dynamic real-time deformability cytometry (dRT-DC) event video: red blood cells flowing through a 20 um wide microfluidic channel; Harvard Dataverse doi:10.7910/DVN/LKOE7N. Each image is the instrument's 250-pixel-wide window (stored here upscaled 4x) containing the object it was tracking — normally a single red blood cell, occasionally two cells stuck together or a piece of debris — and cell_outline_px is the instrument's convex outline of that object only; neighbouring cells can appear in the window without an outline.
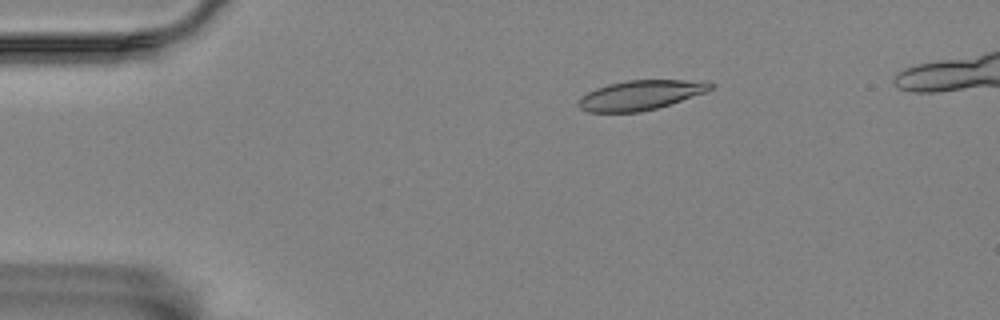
{"species": "Egyptian fruit bat (a non-hibernating species)", "species_latin": "Rousettus aegyptiacus", "temperature_condition": "room temperature", "stored_images_in_passage": 5, "camera_frame_rate_fps": 3000, "um_per_image_px": 0.085, "animal": {"sex": "female"}, "frame": {"image": 1, "passage_image": 2, "time_ms": 1.333, "image_size_px": [1000, 320], "cell_outline_px": [[716, 84], [712, 88], [704, 92], [656, 108], [640, 112], [588, 112], [580, 108], [576, 104], [576, 100], [580, 96], [596, 88], [608, 84], [628, 80], [708, 80]], "centroid_in_image_um": [54.41, 8.07], "position_along_channel_um": 30.6, "area_um2": 22.83}}